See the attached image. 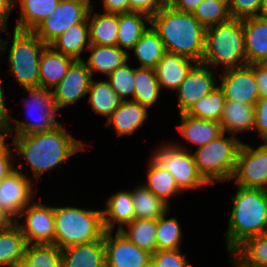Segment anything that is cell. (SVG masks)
I'll return each mask as SVG.
<instances>
[{
    "label": "cell",
    "instance_id": "1",
    "mask_svg": "<svg viewBox=\"0 0 267 267\" xmlns=\"http://www.w3.org/2000/svg\"><path fill=\"white\" fill-rule=\"evenodd\" d=\"M10 136H14L10 145L14 148L15 158L21 157L23 160L15 169L29 164L32 177L36 181L45 172L62 167L76 153L86 151L84 142L70 134L62 122L50 131Z\"/></svg>",
    "mask_w": 267,
    "mask_h": 267
},
{
    "label": "cell",
    "instance_id": "2",
    "mask_svg": "<svg viewBox=\"0 0 267 267\" xmlns=\"http://www.w3.org/2000/svg\"><path fill=\"white\" fill-rule=\"evenodd\" d=\"M151 26L159 34L167 52L202 62L206 28L192 13L164 6L151 17Z\"/></svg>",
    "mask_w": 267,
    "mask_h": 267
},
{
    "label": "cell",
    "instance_id": "3",
    "mask_svg": "<svg viewBox=\"0 0 267 267\" xmlns=\"http://www.w3.org/2000/svg\"><path fill=\"white\" fill-rule=\"evenodd\" d=\"M236 188L225 233L229 255L247 239L267 233V190Z\"/></svg>",
    "mask_w": 267,
    "mask_h": 267
},
{
    "label": "cell",
    "instance_id": "4",
    "mask_svg": "<svg viewBox=\"0 0 267 267\" xmlns=\"http://www.w3.org/2000/svg\"><path fill=\"white\" fill-rule=\"evenodd\" d=\"M201 63L216 71L247 65L243 19L231 18L206 28Z\"/></svg>",
    "mask_w": 267,
    "mask_h": 267
},
{
    "label": "cell",
    "instance_id": "5",
    "mask_svg": "<svg viewBox=\"0 0 267 267\" xmlns=\"http://www.w3.org/2000/svg\"><path fill=\"white\" fill-rule=\"evenodd\" d=\"M12 41L0 37V57L8 50V71L23 88L39 87V61L47 46L33 32L13 28ZM10 42V43H9Z\"/></svg>",
    "mask_w": 267,
    "mask_h": 267
},
{
    "label": "cell",
    "instance_id": "6",
    "mask_svg": "<svg viewBox=\"0 0 267 267\" xmlns=\"http://www.w3.org/2000/svg\"><path fill=\"white\" fill-rule=\"evenodd\" d=\"M55 245L61 250L100 240L104 235L102 209L54 206Z\"/></svg>",
    "mask_w": 267,
    "mask_h": 267
},
{
    "label": "cell",
    "instance_id": "7",
    "mask_svg": "<svg viewBox=\"0 0 267 267\" xmlns=\"http://www.w3.org/2000/svg\"><path fill=\"white\" fill-rule=\"evenodd\" d=\"M226 134L223 132L192 152L198 173L209 185L231 181L234 174L243 142L240 138Z\"/></svg>",
    "mask_w": 267,
    "mask_h": 267
},
{
    "label": "cell",
    "instance_id": "8",
    "mask_svg": "<svg viewBox=\"0 0 267 267\" xmlns=\"http://www.w3.org/2000/svg\"><path fill=\"white\" fill-rule=\"evenodd\" d=\"M24 89L28 92L29 97L25 98L23 101L21 100V102H23V105L26 107L27 115L33 119L22 121L18 120V118L15 119L8 116L6 123L10 135L46 132L59 126L61 123L57 120L56 116L58 114L62 115V112H59L54 106L52 91L40 86ZM12 124H14V127Z\"/></svg>",
    "mask_w": 267,
    "mask_h": 267
},
{
    "label": "cell",
    "instance_id": "9",
    "mask_svg": "<svg viewBox=\"0 0 267 267\" xmlns=\"http://www.w3.org/2000/svg\"><path fill=\"white\" fill-rule=\"evenodd\" d=\"M188 149L180 143L166 142L157 146L149 157L160 168L171 173L183 193L209 185L198 173L193 153Z\"/></svg>",
    "mask_w": 267,
    "mask_h": 267
},
{
    "label": "cell",
    "instance_id": "10",
    "mask_svg": "<svg viewBox=\"0 0 267 267\" xmlns=\"http://www.w3.org/2000/svg\"><path fill=\"white\" fill-rule=\"evenodd\" d=\"M91 0H61L55 10L33 32L41 41L50 45L70 26L83 22L93 4Z\"/></svg>",
    "mask_w": 267,
    "mask_h": 267
},
{
    "label": "cell",
    "instance_id": "11",
    "mask_svg": "<svg viewBox=\"0 0 267 267\" xmlns=\"http://www.w3.org/2000/svg\"><path fill=\"white\" fill-rule=\"evenodd\" d=\"M233 179L236 186L242 188L267 190V143L257 148L242 143L231 181Z\"/></svg>",
    "mask_w": 267,
    "mask_h": 267
},
{
    "label": "cell",
    "instance_id": "12",
    "mask_svg": "<svg viewBox=\"0 0 267 267\" xmlns=\"http://www.w3.org/2000/svg\"><path fill=\"white\" fill-rule=\"evenodd\" d=\"M20 219L23 222L20 223ZM15 222L27 244H55L54 206L36 199L20 213Z\"/></svg>",
    "mask_w": 267,
    "mask_h": 267
},
{
    "label": "cell",
    "instance_id": "13",
    "mask_svg": "<svg viewBox=\"0 0 267 267\" xmlns=\"http://www.w3.org/2000/svg\"><path fill=\"white\" fill-rule=\"evenodd\" d=\"M27 174L15 169L0 181V207L15 221L36 196L33 178Z\"/></svg>",
    "mask_w": 267,
    "mask_h": 267
},
{
    "label": "cell",
    "instance_id": "14",
    "mask_svg": "<svg viewBox=\"0 0 267 267\" xmlns=\"http://www.w3.org/2000/svg\"><path fill=\"white\" fill-rule=\"evenodd\" d=\"M92 79L93 76L84 63V59L75 60L64 78L51 89L56 109L59 111L86 97Z\"/></svg>",
    "mask_w": 267,
    "mask_h": 267
},
{
    "label": "cell",
    "instance_id": "15",
    "mask_svg": "<svg viewBox=\"0 0 267 267\" xmlns=\"http://www.w3.org/2000/svg\"><path fill=\"white\" fill-rule=\"evenodd\" d=\"M208 65L196 63L175 91L178 96L179 114L186 113L201 97L209 95L219 81L217 72Z\"/></svg>",
    "mask_w": 267,
    "mask_h": 267
},
{
    "label": "cell",
    "instance_id": "16",
    "mask_svg": "<svg viewBox=\"0 0 267 267\" xmlns=\"http://www.w3.org/2000/svg\"><path fill=\"white\" fill-rule=\"evenodd\" d=\"M219 79L226 100L255 106L261 98L253 64L223 70Z\"/></svg>",
    "mask_w": 267,
    "mask_h": 267
},
{
    "label": "cell",
    "instance_id": "17",
    "mask_svg": "<svg viewBox=\"0 0 267 267\" xmlns=\"http://www.w3.org/2000/svg\"><path fill=\"white\" fill-rule=\"evenodd\" d=\"M106 267H146L152 254L130 242L120 231L104 232Z\"/></svg>",
    "mask_w": 267,
    "mask_h": 267
},
{
    "label": "cell",
    "instance_id": "18",
    "mask_svg": "<svg viewBox=\"0 0 267 267\" xmlns=\"http://www.w3.org/2000/svg\"><path fill=\"white\" fill-rule=\"evenodd\" d=\"M148 108L134 100L123 101L107 118L106 127H111L117 137L133 135L148 118Z\"/></svg>",
    "mask_w": 267,
    "mask_h": 267
},
{
    "label": "cell",
    "instance_id": "19",
    "mask_svg": "<svg viewBox=\"0 0 267 267\" xmlns=\"http://www.w3.org/2000/svg\"><path fill=\"white\" fill-rule=\"evenodd\" d=\"M196 63L185 56L166 51L155 68L161 91H176Z\"/></svg>",
    "mask_w": 267,
    "mask_h": 267
},
{
    "label": "cell",
    "instance_id": "20",
    "mask_svg": "<svg viewBox=\"0 0 267 267\" xmlns=\"http://www.w3.org/2000/svg\"><path fill=\"white\" fill-rule=\"evenodd\" d=\"M105 209H102L103 226L105 231L121 230L126 224L135 219V210L131 190H120L105 200Z\"/></svg>",
    "mask_w": 267,
    "mask_h": 267
},
{
    "label": "cell",
    "instance_id": "21",
    "mask_svg": "<svg viewBox=\"0 0 267 267\" xmlns=\"http://www.w3.org/2000/svg\"><path fill=\"white\" fill-rule=\"evenodd\" d=\"M247 64L267 63V17L243 19Z\"/></svg>",
    "mask_w": 267,
    "mask_h": 267
},
{
    "label": "cell",
    "instance_id": "22",
    "mask_svg": "<svg viewBox=\"0 0 267 267\" xmlns=\"http://www.w3.org/2000/svg\"><path fill=\"white\" fill-rule=\"evenodd\" d=\"M61 267H106L104 235L100 240L61 250Z\"/></svg>",
    "mask_w": 267,
    "mask_h": 267
},
{
    "label": "cell",
    "instance_id": "23",
    "mask_svg": "<svg viewBox=\"0 0 267 267\" xmlns=\"http://www.w3.org/2000/svg\"><path fill=\"white\" fill-rule=\"evenodd\" d=\"M74 61L72 57L57 52L47 45L39 61L40 87L51 90L64 78Z\"/></svg>",
    "mask_w": 267,
    "mask_h": 267
},
{
    "label": "cell",
    "instance_id": "24",
    "mask_svg": "<svg viewBox=\"0 0 267 267\" xmlns=\"http://www.w3.org/2000/svg\"><path fill=\"white\" fill-rule=\"evenodd\" d=\"M179 117L181 123L176 126L178 132L185 141L191 143L192 146H197V148L223 133L219 122L195 118L186 113L179 114Z\"/></svg>",
    "mask_w": 267,
    "mask_h": 267
},
{
    "label": "cell",
    "instance_id": "25",
    "mask_svg": "<svg viewBox=\"0 0 267 267\" xmlns=\"http://www.w3.org/2000/svg\"><path fill=\"white\" fill-rule=\"evenodd\" d=\"M219 123L224 133L235 137L241 132H254L255 106L226 100Z\"/></svg>",
    "mask_w": 267,
    "mask_h": 267
},
{
    "label": "cell",
    "instance_id": "26",
    "mask_svg": "<svg viewBox=\"0 0 267 267\" xmlns=\"http://www.w3.org/2000/svg\"><path fill=\"white\" fill-rule=\"evenodd\" d=\"M90 54L84 61L92 76L94 72L108 77L114 70L126 63L130 54L116 46L92 45L87 49Z\"/></svg>",
    "mask_w": 267,
    "mask_h": 267
},
{
    "label": "cell",
    "instance_id": "27",
    "mask_svg": "<svg viewBox=\"0 0 267 267\" xmlns=\"http://www.w3.org/2000/svg\"><path fill=\"white\" fill-rule=\"evenodd\" d=\"M50 46L75 60H83L81 54L90 47L88 17L83 22L70 26Z\"/></svg>",
    "mask_w": 267,
    "mask_h": 267
},
{
    "label": "cell",
    "instance_id": "28",
    "mask_svg": "<svg viewBox=\"0 0 267 267\" xmlns=\"http://www.w3.org/2000/svg\"><path fill=\"white\" fill-rule=\"evenodd\" d=\"M92 5L89 14V39L92 45L116 46L118 38V14L94 11Z\"/></svg>",
    "mask_w": 267,
    "mask_h": 267
},
{
    "label": "cell",
    "instance_id": "29",
    "mask_svg": "<svg viewBox=\"0 0 267 267\" xmlns=\"http://www.w3.org/2000/svg\"><path fill=\"white\" fill-rule=\"evenodd\" d=\"M117 46L127 53L140 40L151 25V17L141 12H125L118 14Z\"/></svg>",
    "mask_w": 267,
    "mask_h": 267
},
{
    "label": "cell",
    "instance_id": "30",
    "mask_svg": "<svg viewBox=\"0 0 267 267\" xmlns=\"http://www.w3.org/2000/svg\"><path fill=\"white\" fill-rule=\"evenodd\" d=\"M26 247L27 241L16 222L0 230V267H15L21 264Z\"/></svg>",
    "mask_w": 267,
    "mask_h": 267
},
{
    "label": "cell",
    "instance_id": "31",
    "mask_svg": "<svg viewBox=\"0 0 267 267\" xmlns=\"http://www.w3.org/2000/svg\"><path fill=\"white\" fill-rule=\"evenodd\" d=\"M235 267H267V233L247 239L231 255Z\"/></svg>",
    "mask_w": 267,
    "mask_h": 267
},
{
    "label": "cell",
    "instance_id": "32",
    "mask_svg": "<svg viewBox=\"0 0 267 267\" xmlns=\"http://www.w3.org/2000/svg\"><path fill=\"white\" fill-rule=\"evenodd\" d=\"M61 0H19L15 29L33 31L59 5Z\"/></svg>",
    "mask_w": 267,
    "mask_h": 267
},
{
    "label": "cell",
    "instance_id": "33",
    "mask_svg": "<svg viewBox=\"0 0 267 267\" xmlns=\"http://www.w3.org/2000/svg\"><path fill=\"white\" fill-rule=\"evenodd\" d=\"M130 51L136 57L139 67L152 69L156 68L166 52L159 34L151 25Z\"/></svg>",
    "mask_w": 267,
    "mask_h": 267
},
{
    "label": "cell",
    "instance_id": "34",
    "mask_svg": "<svg viewBox=\"0 0 267 267\" xmlns=\"http://www.w3.org/2000/svg\"><path fill=\"white\" fill-rule=\"evenodd\" d=\"M147 180L143 184L170 207V199L183 193L176 185L174 177L166 169L160 168L150 158L147 159Z\"/></svg>",
    "mask_w": 267,
    "mask_h": 267
},
{
    "label": "cell",
    "instance_id": "35",
    "mask_svg": "<svg viewBox=\"0 0 267 267\" xmlns=\"http://www.w3.org/2000/svg\"><path fill=\"white\" fill-rule=\"evenodd\" d=\"M87 95L92 110L106 119L123 102L107 79L97 81L93 77Z\"/></svg>",
    "mask_w": 267,
    "mask_h": 267
},
{
    "label": "cell",
    "instance_id": "36",
    "mask_svg": "<svg viewBox=\"0 0 267 267\" xmlns=\"http://www.w3.org/2000/svg\"><path fill=\"white\" fill-rule=\"evenodd\" d=\"M133 205L135 210V219H153L157 220L170 206L161 198H158L143 183L138 184L131 189Z\"/></svg>",
    "mask_w": 267,
    "mask_h": 267
},
{
    "label": "cell",
    "instance_id": "37",
    "mask_svg": "<svg viewBox=\"0 0 267 267\" xmlns=\"http://www.w3.org/2000/svg\"><path fill=\"white\" fill-rule=\"evenodd\" d=\"M134 101L151 108L157 103L161 95L155 69L136 67L134 68Z\"/></svg>",
    "mask_w": 267,
    "mask_h": 267
},
{
    "label": "cell",
    "instance_id": "38",
    "mask_svg": "<svg viewBox=\"0 0 267 267\" xmlns=\"http://www.w3.org/2000/svg\"><path fill=\"white\" fill-rule=\"evenodd\" d=\"M126 227V228H125ZM119 230L130 242L151 254L157 250V220L134 219Z\"/></svg>",
    "mask_w": 267,
    "mask_h": 267
},
{
    "label": "cell",
    "instance_id": "39",
    "mask_svg": "<svg viewBox=\"0 0 267 267\" xmlns=\"http://www.w3.org/2000/svg\"><path fill=\"white\" fill-rule=\"evenodd\" d=\"M225 102L223 90L218 85L209 95L197 100L186 114L195 118L220 122Z\"/></svg>",
    "mask_w": 267,
    "mask_h": 267
},
{
    "label": "cell",
    "instance_id": "40",
    "mask_svg": "<svg viewBox=\"0 0 267 267\" xmlns=\"http://www.w3.org/2000/svg\"><path fill=\"white\" fill-rule=\"evenodd\" d=\"M170 209L157 219V250H179L182 245L183 230L177 217L167 218Z\"/></svg>",
    "mask_w": 267,
    "mask_h": 267
},
{
    "label": "cell",
    "instance_id": "41",
    "mask_svg": "<svg viewBox=\"0 0 267 267\" xmlns=\"http://www.w3.org/2000/svg\"><path fill=\"white\" fill-rule=\"evenodd\" d=\"M23 267H61V249L55 244H27Z\"/></svg>",
    "mask_w": 267,
    "mask_h": 267
},
{
    "label": "cell",
    "instance_id": "42",
    "mask_svg": "<svg viewBox=\"0 0 267 267\" xmlns=\"http://www.w3.org/2000/svg\"><path fill=\"white\" fill-rule=\"evenodd\" d=\"M193 15L205 28L226 22L232 18L229 7L214 0H203L193 12Z\"/></svg>",
    "mask_w": 267,
    "mask_h": 267
},
{
    "label": "cell",
    "instance_id": "43",
    "mask_svg": "<svg viewBox=\"0 0 267 267\" xmlns=\"http://www.w3.org/2000/svg\"><path fill=\"white\" fill-rule=\"evenodd\" d=\"M107 80L123 101L134 99V68L129 64V60L114 70L107 77ZM128 97H130V99Z\"/></svg>",
    "mask_w": 267,
    "mask_h": 267
},
{
    "label": "cell",
    "instance_id": "44",
    "mask_svg": "<svg viewBox=\"0 0 267 267\" xmlns=\"http://www.w3.org/2000/svg\"><path fill=\"white\" fill-rule=\"evenodd\" d=\"M152 260L158 267H192L182 250H156Z\"/></svg>",
    "mask_w": 267,
    "mask_h": 267
},
{
    "label": "cell",
    "instance_id": "45",
    "mask_svg": "<svg viewBox=\"0 0 267 267\" xmlns=\"http://www.w3.org/2000/svg\"><path fill=\"white\" fill-rule=\"evenodd\" d=\"M261 2L262 0H230V15L236 19L260 16Z\"/></svg>",
    "mask_w": 267,
    "mask_h": 267
},
{
    "label": "cell",
    "instance_id": "46",
    "mask_svg": "<svg viewBox=\"0 0 267 267\" xmlns=\"http://www.w3.org/2000/svg\"><path fill=\"white\" fill-rule=\"evenodd\" d=\"M254 132L267 143V96L261 97L255 105V126Z\"/></svg>",
    "mask_w": 267,
    "mask_h": 267
},
{
    "label": "cell",
    "instance_id": "47",
    "mask_svg": "<svg viewBox=\"0 0 267 267\" xmlns=\"http://www.w3.org/2000/svg\"><path fill=\"white\" fill-rule=\"evenodd\" d=\"M130 12H141L152 17L165 5L160 0H129Z\"/></svg>",
    "mask_w": 267,
    "mask_h": 267
},
{
    "label": "cell",
    "instance_id": "48",
    "mask_svg": "<svg viewBox=\"0 0 267 267\" xmlns=\"http://www.w3.org/2000/svg\"><path fill=\"white\" fill-rule=\"evenodd\" d=\"M8 145L1 153H0V181L8 176L11 172L15 170V161L18 159L15 158V154ZM16 159V160H15Z\"/></svg>",
    "mask_w": 267,
    "mask_h": 267
},
{
    "label": "cell",
    "instance_id": "49",
    "mask_svg": "<svg viewBox=\"0 0 267 267\" xmlns=\"http://www.w3.org/2000/svg\"><path fill=\"white\" fill-rule=\"evenodd\" d=\"M253 72L257 81L260 97L267 96V63H254Z\"/></svg>",
    "mask_w": 267,
    "mask_h": 267
},
{
    "label": "cell",
    "instance_id": "50",
    "mask_svg": "<svg viewBox=\"0 0 267 267\" xmlns=\"http://www.w3.org/2000/svg\"><path fill=\"white\" fill-rule=\"evenodd\" d=\"M102 1L104 12L107 13H125L130 12L129 0H99Z\"/></svg>",
    "mask_w": 267,
    "mask_h": 267
},
{
    "label": "cell",
    "instance_id": "51",
    "mask_svg": "<svg viewBox=\"0 0 267 267\" xmlns=\"http://www.w3.org/2000/svg\"><path fill=\"white\" fill-rule=\"evenodd\" d=\"M202 1L203 0H173L168 6L180 12L193 14Z\"/></svg>",
    "mask_w": 267,
    "mask_h": 267
},
{
    "label": "cell",
    "instance_id": "52",
    "mask_svg": "<svg viewBox=\"0 0 267 267\" xmlns=\"http://www.w3.org/2000/svg\"><path fill=\"white\" fill-rule=\"evenodd\" d=\"M14 6L11 0H0V24L4 27H7L8 19Z\"/></svg>",
    "mask_w": 267,
    "mask_h": 267
},
{
    "label": "cell",
    "instance_id": "53",
    "mask_svg": "<svg viewBox=\"0 0 267 267\" xmlns=\"http://www.w3.org/2000/svg\"><path fill=\"white\" fill-rule=\"evenodd\" d=\"M3 80L0 76V121H7L9 116V108L5 105V98L6 95H4V85L2 84Z\"/></svg>",
    "mask_w": 267,
    "mask_h": 267
},
{
    "label": "cell",
    "instance_id": "54",
    "mask_svg": "<svg viewBox=\"0 0 267 267\" xmlns=\"http://www.w3.org/2000/svg\"><path fill=\"white\" fill-rule=\"evenodd\" d=\"M10 137L7 123L5 121H0V153L10 144L9 141L5 143Z\"/></svg>",
    "mask_w": 267,
    "mask_h": 267
},
{
    "label": "cell",
    "instance_id": "55",
    "mask_svg": "<svg viewBox=\"0 0 267 267\" xmlns=\"http://www.w3.org/2000/svg\"><path fill=\"white\" fill-rule=\"evenodd\" d=\"M15 220L0 207V230L10 227Z\"/></svg>",
    "mask_w": 267,
    "mask_h": 267
},
{
    "label": "cell",
    "instance_id": "56",
    "mask_svg": "<svg viewBox=\"0 0 267 267\" xmlns=\"http://www.w3.org/2000/svg\"><path fill=\"white\" fill-rule=\"evenodd\" d=\"M260 16L267 17V0H262L261 2Z\"/></svg>",
    "mask_w": 267,
    "mask_h": 267
},
{
    "label": "cell",
    "instance_id": "57",
    "mask_svg": "<svg viewBox=\"0 0 267 267\" xmlns=\"http://www.w3.org/2000/svg\"><path fill=\"white\" fill-rule=\"evenodd\" d=\"M7 30H8V27H4L2 24H0V32H5V33H7V35H9L10 32H8Z\"/></svg>",
    "mask_w": 267,
    "mask_h": 267
},
{
    "label": "cell",
    "instance_id": "58",
    "mask_svg": "<svg viewBox=\"0 0 267 267\" xmlns=\"http://www.w3.org/2000/svg\"><path fill=\"white\" fill-rule=\"evenodd\" d=\"M146 267H158L156 263L151 259V261L146 265Z\"/></svg>",
    "mask_w": 267,
    "mask_h": 267
},
{
    "label": "cell",
    "instance_id": "59",
    "mask_svg": "<svg viewBox=\"0 0 267 267\" xmlns=\"http://www.w3.org/2000/svg\"><path fill=\"white\" fill-rule=\"evenodd\" d=\"M165 6H168L173 0H160Z\"/></svg>",
    "mask_w": 267,
    "mask_h": 267
},
{
    "label": "cell",
    "instance_id": "60",
    "mask_svg": "<svg viewBox=\"0 0 267 267\" xmlns=\"http://www.w3.org/2000/svg\"><path fill=\"white\" fill-rule=\"evenodd\" d=\"M214 1L222 2V3L226 4L229 7L230 0H214Z\"/></svg>",
    "mask_w": 267,
    "mask_h": 267
},
{
    "label": "cell",
    "instance_id": "61",
    "mask_svg": "<svg viewBox=\"0 0 267 267\" xmlns=\"http://www.w3.org/2000/svg\"><path fill=\"white\" fill-rule=\"evenodd\" d=\"M19 0H11V2L15 5L18 3Z\"/></svg>",
    "mask_w": 267,
    "mask_h": 267
}]
</instances>
